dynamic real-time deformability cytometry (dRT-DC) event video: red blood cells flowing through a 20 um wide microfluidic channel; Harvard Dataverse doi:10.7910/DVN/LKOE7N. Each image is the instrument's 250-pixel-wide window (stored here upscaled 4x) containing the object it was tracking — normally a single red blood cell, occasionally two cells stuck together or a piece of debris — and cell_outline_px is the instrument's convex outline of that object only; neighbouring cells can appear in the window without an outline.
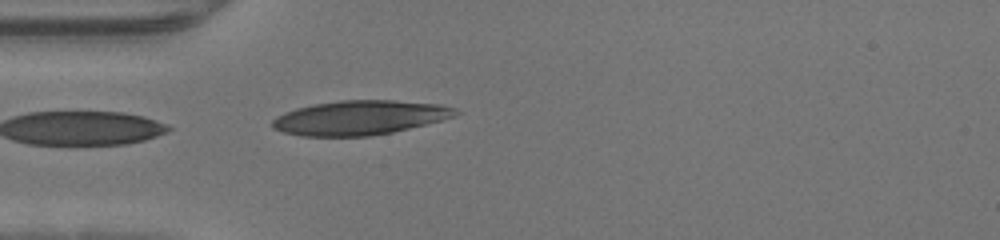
{"species": "human", "species_latin": "Homo sapiens", "temperature_condition": "warm", "stored_images_in_passage": 30, "camera_frame_rate_fps": 3000, "um_per_image_px": 0.085, "donor": {"sex": "male"}, "frame": {"image": 1, "passage_image": 1, "time_ms": 0.0, "image_size_px": [1000, 240], "cell_outline_px": [[460, 112], [456, 116], [392, 132], [372, 136], [300, 136], [284, 132], [272, 128], [272, 120], [276, 116], [284, 112], [296, 108], [312, 104], [340, 100], [392, 100], [440, 104], [456, 108]], "centroid_in_image_um": [30.55, 10.0], "position_along_channel_um": 54.4, "area_um2": 36.7}}
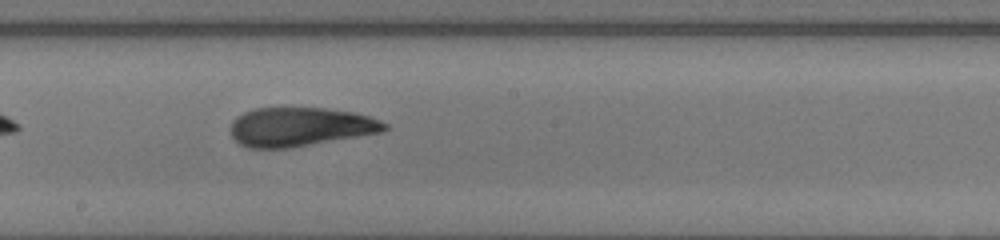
{"frame": {"image": 2, "passage_image": 13, "time_ms": 4.0, "image_size_px": [1000, 240], "cell_outline_px": [[388, 128], [384, 132], [292, 148], [248, 148], [240, 144], [232, 136], [232, 120], [236, 116], [244, 112], [256, 108], [324, 108], [356, 112], [380, 120], [388, 124]], "centroid_in_image_um": [25.55, 10.79], "position_along_channel_um": 222.6, "area_um2": 35.2}}
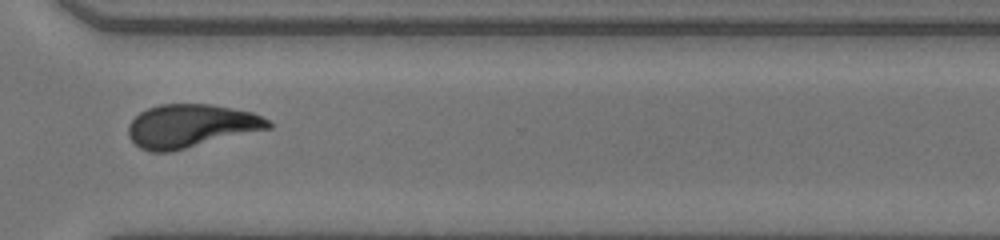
{"frame": {"image": 3, "passage_image": 22, "time_ms": 7.0, "image_size_px": [1000, 240], "cell_outline_px": [[272, 128], [172, 152], [152, 152], [140, 148], [128, 136], [128, 124], [140, 112], [148, 108], [160, 104], [212, 104], [252, 112], [268, 120], [272, 124]], "centroid_in_image_um": [16.22, 10.71], "position_along_channel_um": 354.4, "area_um2": 35.43}}